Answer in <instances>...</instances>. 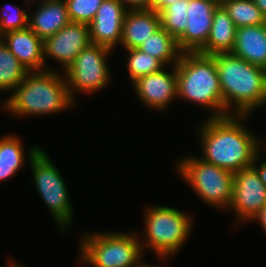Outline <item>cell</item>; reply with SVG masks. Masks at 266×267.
I'll return each instance as SVG.
<instances>
[{"label":"cell","instance_id":"1","mask_svg":"<svg viewBox=\"0 0 266 267\" xmlns=\"http://www.w3.org/2000/svg\"><path fill=\"white\" fill-rule=\"evenodd\" d=\"M251 115L207 118L199 123L198 133L203 161L232 173L251 167L262 151V140L245 124ZM206 119V120H205Z\"/></svg>","mask_w":266,"mask_h":267},{"label":"cell","instance_id":"2","mask_svg":"<svg viewBox=\"0 0 266 267\" xmlns=\"http://www.w3.org/2000/svg\"><path fill=\"white\" fill-rule=\"evenodd\" d=\"M59 70L29 72L12 94L0 101V107L12 118L49 116L76 108L65 75Z\"/></svg>","mask_w":266,"mask_h":267},{"label":"cell","instance_id":"3","mask_svg":"<svg viewBox=\"0 0 266 267\" xmlns=\"http://www.w3.org/2000/svg\"><path fill=\"white\" fill-rule=\"evenodd\" d=\"M228 115H252L266 106V69L231 53L212 55Z\"/></svg>","mask_w":266,"mask_h":267},{"label":"cell","instance_id":"4","mask_svg":"<svg viewBox=\"0 0 266 267\" xmlns=\"http://www.w3.org/2000/svg\"><path fill=\"white\" fill-rule=\"evenodd\" d=\"M176 70L178 100L206 108L207 118L226 116L215 58L212 55L183 52Z\"/></svg>","mask_w":266,"mask_h":267},{"label":"cell","instance_id":"5","mask_svg":"<svg viewBox=\"0 0 266 267\" xmlns=\"http://www.w3.org/2000/svg\"><path fill=\"white\" fill-rule=\"evenodd\" d=\"M193 214L167 205L144 206L143 233L138 234L143 251H152L162 263L181 252L191 238ZM144 239V240H143ZM164 261V262H163Z\"/></svg>","mask_w":266,"mask_h":267},{"label":"cell","instance_id":"6","mask_svg":"<svg viewBox=\"0 0 266 267\" xmlns=\"http://www.w3.org/2000/svg\"><path fill=\"white\" fill-rule=\"evenodd\" d=\"M77 262L87 267H137L144 259L138 233L88 231L78 240Z\"/></svg>","mask_w":266,"mask_h":267},{"label":"cell","instance_id":"7","mask_svg":"<svg viewBox=\"0 0 266 267\" xmlns=\"http://www.w3.org/2000/svg\"><path fill=\"white\" fill-rule=\"evenodd\" d=\"M185 155L173 163L177 176L201 202L212 209L227 211L233 196L234 173L203 161L198 154Z\"/></svg>","mask_w":266,"mask_h":267},{"label":"cell","instance_id":"8","mask_svg":"<svg viewBox=\"0 0 266 267\" xmlns=\"http://www.w3.org/2000/svg\"><path fill=\"white\" fill-rule=\"evenodd\" d=\"M33 181L40 199L47 207L60 233H69L74 223L75 210L67 182L49 153L41 148L29 164ZM57 224V225H56Z\"/></svg>","mask_w":266,"mask_h":267},{"label":"cell","instance_id":"9","mask_svg":"<svg viewBox=\"0 0 266 267\" xmlns=\"http://www.w3.org/2000/svg\"><path fill=\"white\" fill-rule=\"evenodd\" d=\"M112 54L115 52L110 48L90 43L64 70L70 96L76 103L77 94L95 95L109 87L112 73L108 60Z\"/></svg>","mask_w":266,"mask_h":267},{"label":"cell","instance_id":"10","mask_svg":"<svg viewBox=\"0 0 266 267\" xmlns=\"http://www.w3.org/2000/svg\"><path fill=\"white\" fill-rule=\"evenodd\" d=\"M266 205V188L251 166L234 173L233 196L228 211L235 215L234 226L251 222ZM237 225V226H235Z\"/></svg>","mask_w":266,"mask_h":267},{"label":"cell","instance_id":"11","mask_svg":"<svg viewBox=\"0 0 266 267\" xmlns=\"http://www.w3.org/2000/svg\"><path fill=\"white\" fill-rule=\"evenodd\" d=\"M131 86L142 106L163 113L178 99L176 65L139 77Z\"/></svg>","mask_w":266,"mask_h":267},{"label":"cell","instance_id":"12","mask_svg":"<svg viewBox=\"0 0 266 267\" xmlns=\"http://www.w3.org/2000/svg\"><path fill=\"white\" fill-rule=\"evenodd\" d=\"M88 24L70 21L60 31L44 40V60L51 59L62 72L89 44Z\"/></svg>","mask_w":266,"mask_h":267},{"label":"cell","instance_id":"13","mask_svg":"<svg viewBox=\"0 0 266 267\" xmlns=\"http://www.w3.org/2000/svg\"><path fill=\"white\" fill-rule=\"evenodd\" d=\"M127 9L118 0H104L95 18L88 24L90 41L115 51L121 44Z\"/></svg>","mask_w":266,"mask_h":267},{"label":"cell","instance_id":"14","mask_svg":"<svg viewBox=\"0 0 266 267\" xmlns=\"http://www.w3.org/2000/svg\"><path fill=\"white\" fill-rule=\"evenodd\" d=\"M220 0H190L188 25L177 38L182 52H198L207 42L213 21V13Z\"/></svg>","mask_w":266,"mask_h":267},{"label":"cell","instance_id":"15","mask_svg":"<svg viewBox=\"0 0 266 267\" xmlns=\"http://www.w3.org/2000/svg\"><path fill=\"white\" fill-rule=\"evenodd\" d=\"M4 44L30 72L60 70L46 66L48 62L44 60V41L29 27L4 33Z\"/></svg>","mask_w":266,"mask_h":267},{"label":"cell","instance_id":"16","mask_svg":"<svg viewBox=\"0 0 266 267\" xmlns=\"http://www.w3.org/2000/svg\"><path fill=\"white\" fill-rule=\"evenodd\" d=\"M160 27V15L154 10H127L123 21L121 48H138Z\"/></svg>","mask_w":266,"mask_h":267},{"label":"cell","instance_id":"17","mask_svg":"<svg viewBox=\"0 0 266 267\" xmlns=\"http://www.w3.org/2000/svg\"><path fill=\"white\" fill-rule=\"evenodd\" d=\"M29 13L28 27L43 41L60 31L71 20L65 0L38 3Z\"/></svg>","mask_w":266,"mask_h":267},{"label":"cell","instance_id":"18","mask_svg":"<svg viewBox=\"0 0 266 267\" xmlns=\"http://www.w3.org/2000/svg\"><path fill=\"white\" fill-rule=\"evenodd\" d=\"M23 143V144H22ZM21 137L8 133L0 137V182L11 180L23 169L25 162L28 165L31 159L42 148L41 145H34L27 150Z\"/></svg>","mask_w":266,"mask_h":267},{"label":"cell","instance_id":"19","mask_svg":"<svg viewBox=\"0 0 266 267\" xmlns=\"http://www.w3.org/2000/svg\"><path fill=\"white\" fill-rule=\"evenodd\" d=\"M231 54L266 69V25L237 28Z\"/></svg>","mask_w":266,"mask_h":267},{"label":"cell","instance_id":"20","mask_svg":"<svg viewBox=\"0 0 266 267\" xmlns=\"http://www.w3.org/2000/svg\"><path fill=\"white\" fill-rule=\"evenodd\" d=\"M237 27L228 12L219 4L213 13L212 27L206 44L198 51L204 55L231 53Z\"/></svg>","mask_w":266,"mask_h":267},{"label":"cell","instance_id":"21","mask_svg":"<svg viewBox=\"0 0 266 267\" xmlns=\"http://www.w3.org/2000/svg\"><path fill=\"white\" fill-rule=\"evenodd\" d=\"M139 50L160 60L165 66H175L182 55L177 39L160 27L144 41Z\"/></svg>","mask_w":266,"mask_h":267},{"label":"cell","instance_id":"22","mask_svg":"<svg viewBox=\"0 0 266 267\" xmlns=\"http://www.w3.org/2000/svg\"><path fill=\"white\" fill-rule=\"evenodd\" d=\"M30 71L23 66L5 44L0 46V92L11 94ZM11 92V93H10Z\"/></svg>","mask_w":266,"mask_h":267},{"label":"cell","instance_id":"23","mask_svg":"<svg viewBox=\"0 0 266 267\" xmlns=\"http://www.w3.org/2000/svg\"><path fill=\"white\" fill-rule=\"evenodd\" d=\"M220 4L228 12L237 28L266 23L265 17L253 0H220Z\"/></svg>","mask_w":266,"mask_h":267},{"label":"cell","instance_id":"24","mask_svg":"<svg viewBox=\"0 0 266 267\" xmlns=\"http://www.w3.org/2000/svg\"><path fill=\"white\" fill-rule=\"evenodd\" d=\"M124 52L127 55L124 60L131 84L139 77L158 72L165 67L160 60L138 48L124 49Z\"/></svg>","mask_w":266,"mask_h":267},{"label":"cell","instance_id":"25","mask_svg":"<svg viewBox=\"0 0 266 267\" xmlns=\"http://www.w3.org/2000/svg\"><path fill=\"white\" fill-rule=\"evenodd\" d=\"M190 0H178L159 13L161 27L176 39L188 25Z\"/></svg>","mask_w":266,"mask_h":267},{"label":"cell","instance_id":"26","mask_svg":"<svg viewBox=\"0 0 266 267\" xmlns=\"http://www.w3.org/2000/svg\"><path fill=\"white\" fill-rule=\"evenodd\" d=\"M24 1L23 9L18 5H5L0 10V32L6 33L13 30H21L28 27L29 4ZM27 9V10H26Z\"/></svg>","mask_w":266,"mask_h":267},{"label":"cell","instance_id":"27","mask_svg":"<svg viewBox=\"0 0 266 267\" xmlns=\"http://www.w3.org/2000/svg\"><path fill=\"white\" fill-rule=\"evenodd\" d=\"M71 21L89 24L104 0H65Z\"/></svg>","mask_w":266,"mask_h":267},{"label":"cell","instance_id":"28","mask_svg":"<svg viewBox=\"0 0 266 267\" xmlns=\"http://www.w3.org/2000/svg\"><path fill=\"white\" fill-rule=\"evenodd\" d=\"M264 153V154H263ZM262 154L264 156V158L266 157L265 154H266V151H261L255 158V161L253 163V167L256 169L258 175H259V178L262 182V184L265 186L266 188V161H264L265 159H261L263 158L262 157Z\"/></svg>","mask_w":266,"mask_h":267},{"label":"cell","instance_id":"29","mask_svg":"<svg viewBox=\"0 0 266 267\" xmlns=\"http://www.w3.org/2000/svg\"><path fill=\"white\" fill-rule=\"evenodd\" d=\"M127 10L151 9V0H118Z\"/></svg>","mask_w":266,"mask_h":267},{"label":"cell","instance_id":"30","mask_svg":"<svg viewBox=\"0 0 266 267\" xmlns=\"http://www.w3.org/2000/svg\"><path fill=\"white\" fill-rule=\"evenodd\" d=\"M178 0H151V9L158 14L163 11L167 6Z\"/></svg>","mask_w":266,"mask_h":267},{"label":"cell","instance_id":"31","mask_svg":"<svg viewBox=\"0 0 266 267\" xmlns=\"http://www.w3.org/2000/svg\"><path fill=\"white\" fill-rule=\"evenodd\" d=\"M254 224L259 223L258 226H261L264 233H266V205L258 212V214L253 218V220L250 222Z\"/></svg>","mask_w":266,"mask_h":267},{"label":"cell","instance_id":"32","mask_svg":"<svg viewBox=\"0 0 266 267\" xmlns=\"http://www.w3.org/2000/svg\"><path fill=\"white\" fill-rule=\"evenodd\" d=\"M253 2L261 10L262 15L266 19V0H253Z\"/></svg>","mask_w":266,"mask_h":267},{"label":"cell","instance_id":"33","mask_svg":"<svg viewBox=\"0 0 266 267\" xmlns=\"http://www.w3.org/2000/svg\"><path fill=\"white\" fill-rule=\"evenodd\" d=\"M26 1L30 5L29 6V12H30V9H32L33 7H35L37 5V3H42V2H47V1H53V0H26Z\"/></svg>","mask_w":266,"mask_h":267},{"label":"cell","instance_id":"34","mask_svg":"<svg viewBox=\"0 0 266 267\" xmlns=\"http://www.w3.org/2000/svg\"><path fill=\"white\" fill-rule=\"evenodd\" d=\"M137 267H165V265H163V264H160L159 262H158V264H148V262H145V261H143L139 266H137ZM166 267H168L167 265H166Z\"/></svg>","mask_w":266,"mask_h":267},{"label":"cell","instance_id":"35","mask_svg":"<svg viewBox=\"0 0 266 267\" xmlns=\"http://www.w3.org/2000/svg\"><path fill=\"white\" fill-rule=\"evenodd\" d=\"M12 257L8 258L7 261V267H25V266H21L19 263H17L15 261V259H11Z\"/></svg>","mask_w":266,"mask_h":267},{"label":"cell","instance_id":"36","mask_svg":"<svg viewBox=\"0 0 266 267\" xmlns=\"http://www.w3.org/2000/svg\"><path fill=\"white\" fill-rule=\"evenodd\" d=\"M4 44V33L0 32V46Z\"/></svg>","mask_w":266,"mask_h":267},{"label":"cell","instance_id":"37","mask_svg":"<svg viewBox=\"0 0 266 267\" xmlns=\"http://www.w3.org/2000/svg\"><path fill=\"white\" fill-rule=\"evenodd\" d=\"M265 146H266V140H264V141L262 140V150H263V151L266 150V147H265ZM264 147H265V149H264Z\"/></svg>","mask_w":266,"mask_h":267}]
</instances>
